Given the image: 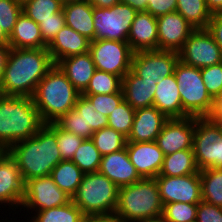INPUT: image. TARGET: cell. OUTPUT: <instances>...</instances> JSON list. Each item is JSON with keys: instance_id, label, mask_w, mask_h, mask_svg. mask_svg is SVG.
Instances as JSON below:
<instances>
[{"instance_id": "40", "label": "cell", "mask_w": 222, "mask_h": 222, "mask_svg": "<svg viewBox=\"0 0 222 222\" xmlns=\"http://www.w3.org/2000/svg\"><path fill=\"white\" fill-rule=\"evenodd\" d=\"M47 125L56 133L57 146L62 160H72L84 138L62 129L56 122L47 123Z\"/></svg>"}, {"instance_id": "20", "label": "cell", "mask_w": 222, "mask_h": 222, "mask_svg": "<svg viewBox=\"0 0 222 222\" xmlns=\"http://www.w3.org/2000/svg\"><path fill=\"white\" fill-rule=\"evenodd\" d=\"M127 42L134 53L158 50L157 17L146 11L137 12Z\"/></svg>"}, {"instance_id": "35", "label": "cell", "mask_w": 222, "mask_h": 222, "mask_svg": "<svg viewBox=\"0 0 222 222\" xmlns=\"http://www.w3.org/2000/svg\"><path fill=\"white\" fill-rule=\"evenodd\" d=\"M101 159V153L90 138L83 140L71 161L74 162L84 174H87L99 170Z\"/></svg>"}, {"instance_id": "8", "label": "cell", "mask_w": 222, "mask_h": 222, "mask_svg": "<svg viewBox=\"0 0 222 222\" xmlns=\"http://www.w3.org/2000/svg\"><path fill=\"white\" fill-rule=\"evenodd\" d=\"M197 167L222 168V129L210 118H195L192 146Z\"/></svg>"}, {"instance_id": "17", "label": "cell", "mask_w": 222, "mask_h": 222, "mask_svg": "<svg viewBox=\"0 0 222 222\" xmlns=\"http://www.w3.org/2000/svg\"><path fill=\"white\" fill-rule=\"evenodd\" d=\"M158 50L179 52L195 30L177 11L157 17Z\"/></svg>"}, {"instance_id": "23", "label": "cell", "mask_w": 222, "mask_h": 222, "mask_svg": "<svg viewBox=\"0 0 222 222\" xmlns=\"http://www.w3.org/2000/svg\"><path fill=\"white\" fill-rule=\"evenodd\" d=\"M157 82L142 80L132 70L122 78L124 100L133 108H148L153 106Z\"/></svg>"}, {"instance_id": "14", "label": "cell", "mask_w": 222, "mask_h": 222, "mask_svg": "<svg viewBox=\"0 0 222 222\" xmlns=\"http://www.w3.org/2000/svg\"><path fill=\"white\" fill-rule=\"evenodd\" d=\"M162 204L184 202L198 204L202 201L201 179L199 173L185 176L155 177Z\"/></svg>"}, {"instance_id": "58", "label": "cell", "mask_w": 222, "mask_h": 222, "mask_svg": "<svg viewBox=\"0 0 222 222\" xmlns=\"http://www.w3.org/2000/svg\"><path fill=\"white\" fill-rule=\"evenodd\" d=\"M1 221H2V222H3V221H4V222H10V220H8L7 218H6L5 220H4V219H3V220H0V222H1ZM11 222H12V219H11ZM13 222H14V221H13ZM15 222H16V221H15Z\"/></svg>"}, {"instance_id": "12", "label": "cell", "mask_w": 222, "mask_h": 222, "mask_svg": "<svg viewBox=\"0 0 222 222\" xmlns=\"http://www.w3.org/2000/svg\"><path fill=\"white\" fill-rule=\"evenodd\" d=\"M70 201L71 197L50 176L32 178L25 183V195L20 210L26 208V211L31 210L32 213L64 206Z\"/></svg>"}, {"instance_id": "46", "label": "cell", "mask_w": 222, "mask_h": 222, "mask_svg": "<svg viewBox=\"0 0 222 222\" xmlns=\"http://www.w3.org/2000/svg\"><path fill=\"white\" fill-rule=\"evenodd\" d=\"M196 222H222V208L202 200L197 204Z\"/></svg>"}, {"instance_id": "24", "label": "cell", "mask_w": 222, "mask_h": 222, "mask_svg": "<svg viewBox=\"0 0 222 222\" xmlns=\"http://www.w3.org/2000/svg\"><path fill=\"white\" fill-rule=\"evenodd\" d=\"M81 94L88 86L95 70L90 52L64 58L56 63Z\"/></svg>"}, {"instance_id": "53", "label": "cell", "mask_w": 222, "mask_h": 222, "mask_svg": "<svg viewBox=\"0 0 222 222\" xmlns=\"http://www.w3.org/2000/svg\"><path fill=\"white\" fill-rule=\"evenodd\" d=\"M88 1L93 7L98 8H110L117 3H120V0H86Z\"/></svg>"}, {"instance_id": "45", "label": "cell", "mask_w": 222, "mask_h": 222, "mask_svg": "<svg viewBox=\"0 0 222 222\" xmlns=\"http://www.w3.org/2000/svg\"><path fill=\"white\" fill-rule=\"evenodd\" d=\"M56 123L64 130L74 133L85 139L83 117L73 108L63 114Z\"/></svg>"}, {"instance_id": "5", "label": "cell", "mask_w": 222, "mask_h": 222, "mask_svg": "<svg viewBox=\"0 0 222 222\" xmlns=\"http://www.w3.org/2000/svg\"><path fill=\"white\" fill-rule=\"evenodd\" d=\"M163 204L155 178H143L118 191L115 216L125 222H151L161 219Z\"/></svg>"}, {"instance_id": "47", "label": "cell", "mask_w": 222, "mask_h": 222, "mask_svg": "<svg viewBox=\"0 0 222 222\" xmlns=\"http://www.w3.org/2000/svg\"><path fill=\"white\" fill-rule=\"evenodd\" d=\"M176 8L177 0H148L146 12L151 13L154 17H159L175 12Z\"/></svg>"}, {"instance_id": "52", "label": "cell", "mask_w": 222, "mask_h": 222, "mask_svg": "<svg viewBox=\"0 0 222 222\" xmlns=\"http://www.w3.org/2000/svg\"><path fill=\"white\" fill-rule=\"evenodd\" d=\"M147 1L148 0H120L121 3L130 5L137 12L146 11Z\"/></svg>"}, {"instance_id": "51", "label": "cell", "mask_w": 222, "mask_h": 222, "mask_svg": "<svg viewBox=\"0 0 222 222\" xmlns=\"http://www.w3.org/2000/svg\"><path fill=\"white\" fill-rule=\"evenodd\" d=\"M210 118L222 129V100H217Z\"/></svg>"}, {"instance_id": "25", "label": "cell", "mask_w": 222, "mask_h": 222, "mask_svg": "<svg viewBox=\"0 0 222 222\" xmlns=\"http://www.w3.org/2000/svg\"><path fill=\"white\" fill-rule=\"evenodd\" d=\"M153 106L168 119L182 118V102L174 74L157 82Z\"/></svg>"}, {"instance_id": "6", "label": "cell", "mask_w": 222, "mask_h": 222, "mask_svg": "<svg viewBox=\"0 0 222 222\" xmlns=\"http://www.w3.org/2000/svg\"><path fill=\"white\" fill-rule=\"evenodd\" d=\"M119 187L99 171L83 175L71 201L83 215L114 214Z\"/></svg>"}, {"instance_id": "49", "label": "cell", "mask_w": 222, "mask_h": 222, "mask_svg": "<svg viewBox=\"0 0 222 222\" xmlns=\"http://www.w3.org/2000/svg\"><path fill=\"white\" fill-rule=\"evenodd\" d=\"M81 222H125L121 218L115 216V214L105 215H85L81 219Z\"/></svg>"}, {"instance_id": "3", "label": "cell", "mask_w": 222, "mask_h": 222, "mask_svg": "<svg viewBox=\"0 0 222 222\" xmlns=\"http://www.w3.org/2000/svg\"><path fill=\"white\" fill-rule=\"evenodd\" d=\"M32 97L0 94V148L7 151L44 125Z\"/></svg>"}, {"instance_id": "57", "label": "cell", "mask_w": 222, "mask_h": 222, "mask_svg": "<svg viewBox=\"0 0 222 222\" xmlns=\"http://www.w3.org/2000/svg\"><path fill=\"white\" fill-rule=\"evenodd\" d=\"M63 4L69 3V2H74V1H79V0H60Z\"/></svg>"}, {"instance_id": "32", "label": "cell", "mask_w": 222, "mask_h": 222, "mask_svg": "<svg viewBox=\"0 0 222 222\" xmlns=\"http://www.w3.org/2000/svg\"><path fill=\"white\" fill-rule=\"evenodd\" d=\"M74 109L83 117L85 139L92 138L94 132L108 127V117L97 112L93 104L84 95L78 97Z\"/></svg>"}, {"instance_id": "18", "label": "cell", "mask_w": 222, "mask_h": 222, "mask_svg": "<svg viewBox=\"0 0 222 222\" xmlns=\"http://www.w3.org/2000/svg\"><path fill=\"white\" fill-rule=\"evenodd\" d=\"M126 149L130 162L142 179L155 178L160 174L165 155L156 141L127 142Z\"/></svg>"}, {"instance_id": "36", "label": "cell", "mask_w": 222, "mask_h": 222, "mask_svg": "<svg viewBox=\"0 0 222 222\" xmlns=\"http://www.w3.org/2000/svg\"><path fill=\"white\" fill-rule=\"evenodd\" d=\"M91 139L102 156L124 149L127 143L124 135L110 127L94 132Z\"/></svg>"}, {"instance_id": "44", "label": "cell", "mask_w": 222, "mask_h": 222, "mask_svg": "<svg viewBox=\"0 0 222 222\" xmlns=\"http://www.w3.org/2000/svg\"><path fill=\"white\" fill-rule=\"evenodd\" d=\"M66 25L65 14L62 11L52 14L51 18L42 20L39 23L43 41L49 45L57 33Z\"/></svg>"}, {"instance_id": "28", "label": "cell", "mask_w": 222, "mask_h": 222, "mask_svg": "<svg viewBox=\"0 0 222 222\" xmlns=\"http://www.w3.org/2000/svg\"><path fill=\"white\" fill-rule=\"evenodd\" d=\"M199 171L193 149H184L165 155L159 175L185 176Z\"/></svg>"}, {"instance_id": "10", "label": "cell", "mask_w": 222, "mask_h": 222, "mask_svg": "<svg viewBox=\"0 0 222 222\" xmlns=\"http://www.w3.org/2000/svg\"><path fill=\"white\" fill-rule=\"evenodd\" d=\"M89 52L96 69L123 78L132 65L133 51L128 42L116 40H93Z\"/></svg>"}, {"instance_id": "9", "label": "cell", "mask_w": 222, "mask_h": 222, "mask_svg": "<svg viewBox=\"0 0 222 222\" xmlns=\"http://www.w3.org/2000/svg\"><path fill=\"white\" fill-rule=\"evenodd\" d=\"M136 13L130 5L121 2L110 8L93 7L95 40L127 42Z\"/></svg>"}, {"instance_id": "4", "label": "cell", "mask_w": 222, "mask_h": 222, "mask_svg": "<svg viewBox=\"0 0 222 222\" xmlns=\"http://www.w3.org/2000/svg\"><path fill=\"white\" fill-rule=\"evenodd\" d=\"M81 94L55 64L38 83L32 96L42 121L56 122L73 109Z\"/></svg>"}, {"instance_id": "43", "label": "cell", "mask_w": 222, "mask_h": 222, "mask_svg": "<svg viewBox=\"0 0 222 222\" xmlns=\"http://www.w3.org/2000/svg\"><path fill=\"white\" fill-rule=\"evenodd\" d=\"M22 13V5L15 0H0V27L10 36L18 16Z\"/></svg>"}, {"instance_id": "29", "label": "cell", "mask_w": 222, "mask_h": 222, "mask_svg": "<svg viewBox=\"0 0 222 222\" xmlns=\"http://www.w3.org/2000/svg\"><path fill=\"white\" fill-rule=\"evenodd\" d=\"M84 173L71 160L60 161L50 173L55 184L71 198L76 193Z\"/></svg>"}, {"instance_id": "33", "label": "cell", "mask_w": 222, "mask_h": 222, "mask_svg": "<svg viewBox=\"0 0 222 222\" xmlns=\"http://www.w3.org/2000/svg\"><path fill=\"white\" fill-rule=\"evenodd\" d=\"M29 222H81L83 213L70 201L64 206L53 207L32 213Z\"/></svg>"}, {"instance_id": "1", "label": "cell", "mask_w": 222, "mask_h": 222, "mask_svg": "<svg viewBox=\"0 0 222 222\" xmlns=\"http://www.w3.org/2000/svg\"><path fill=\"white\" fill-rule=\"evenodd\" d=\"M54 65L47 48H11L0 82V94L32 97L38 83Z\"/></svg>"}, {"instance_id": "30", "label": "cell", "mask_w": 222, "mask_h": 222, "mask_svg": "<svg viewBox=\"0 0 222 222\" xmlns=\"http://www.w3.org/2000/svg\"><path fill=\"white\" fill-rule=\"evenodd\" d=\"M176 11L194 29H207L212 13L207 9L205 0H177Z\"/></svg>"}, {"instance_id": "50", "label": "cell", "mask_w": 222, "mask_h": 222, "mask_svg": "<svg viewBox=\"0 0 222 222\" xmlns=\"http://www.w3.org/2000/svg\"><path fill=\"white\" fill-rule=\"evenodd\" d=\"M11 47L8 44H0V82L2 80L6 61Z\"/></svg>"}, {"instance_id": "54", "label": "cell", "mask_w": 222, "mask_h": 222, "mask_svg": "<svg viewBox=\"0 0 222 222\" xmlns=\"http://www.w3.org/2000/svg\"><path fill=\"white\" fill-rule=\"evenodd\" d=\"M205 3L212 14L222 12V0H205Z\"/></svg>"}, {"instance_id": "16", "label": "cell", "mask_w": 222, "mask_h": 222, "mask_svg": "<svg viewBox=\"0 0 222 222\" xmlns=\"http://www.w3.org/2000/svg\"><path fill=\"white\" fill-rule=\"evenodd\" d=\"M195 117L168 119L157 136L156 143L164 155L192 149Z\"/></svg>"}, {"instance_id": "27", "label": "cell", "mask_w": 222, "mask_h": 222, "mask_svg": "<svg viewBox=\"0 0 222 222\" xmlns=\"http://www.w3.org/2000/svg\"><path fill=\"white\" fill-rule=\"evenodd\" d=\"M66 26L76 32L95 40L93 6L86 0H79L63 4Z\"/></svg>"}, {"instance_id": "26", "label": "cell", "mask_w": 222, "mask_h": 222, "mask_svg": "<svg viewBox=\"0 0 222 222\" xmlns=\"http://www.w3.org/2000/svg\"><path fill=\"white\" fill-rule=\"evenodd\" d=\"M8 45L15 49L47 48L43 41L39 24L22 12L9 36Z\"/></svg>"}, {"instance_id": "19", "label": "cell", "mask_w": 222, "mask_h": 222, "mask_svg": "<svg viewBox=\"0 0 222 222\" xmlns=\"http://www.w3.org/2000/svg\"><path fill=\"white\" fill-rule=\"evenodd\" d=\"M98 171L108 177L119 188L142 179L135 166L130 162L126 147L120 151L102 156Z\"/></svg>"}, {"instance_id": "13", "label": "cell", "mask_w": 222, "mask_h": 222, "mask_svg": "<svg viewBox=\"0 0 222 222\" xmlns=\"http://www.w3.org/2000/svg\"><path fill=\"white\" fill-rule=\"evenodd\" d=\"M179 53L166 50L138 51L133 53L131 70L142 80L158 82L174 74Z\"/></svg>"}, {"instance_id": "48", "label": "cell", "mask_w": 222, "mask_h": 222, "mask_svg": "<svg viewBox=\"0 0 222 222\" xmlns=\"http://www.w3.org/2000/svg\"><path fill=\"white\" fill-rule=\"evenodd\" d=\"M207 30L213 35L222 51V12L212 14Z\"/></svg>"}, {"instance_id": "31", "label": "cell", "mask_w": 222, "mask_h": 222, "mask_svg": "<svg viewBox=\"0 0 222 222\" xmlns=\"http://www.w3.org/2000/svg\"><path fill=\"white\" fill-rule=\"evenodd\" d=\"M199 174L202 200L222 208V168H206Z\"/></svg>"}, {"instance_id": "38", "label": "cell", "mask_w": 222, "mask_h": 222, "mask_svg": "<svg viewBox=\"0 0 222 222\" xmlns=\"http://www.w3.org/2000/svg\"><path fill=\"white\" fill-rule=\"evenodd\" d=\"M197 204L173 202L163 205L162 222H196Z\"/></svg>"}, {"instance_id": "7", "label": "cell", "mask_w": 222, "mask_h": 222, "mask_svg": "<svg viewBox=\"0 0 222 222\" xmlns=\"http://www.w3.org/2000/svg\"><path fill=\"white\" fill-rule=\"evenodd\" d=\"M174 76L181 96L182 118L210 117L216 101L207 92L200 69L179 60Z\"/></svg>"}, {"instance_id": "39", "label": "cell", "mask_w": 222, "mask_h": 222, "mask_svg": "<svg viewBox=\"0 0 222 222\" xmlns=\"http://www.w3.org/2000/svg\"><path fill=\"white\" fill-rule=\"evenodd\" d=\"M135 117L133 109L125 100L108 116V127L128 138Z\"/></svg>"}, {"instance_id": "2", "label": "cell", "mask_w": 222, "mask_h": 222, "mask_svg": "<svg viewBox=\"0 0 222 222\" xmlns=\"http://www.w3.org/2000/svg\"><path fill=\"white\" fill-rule=\"evenodd\" d=\"M7 152L18 164L24 183L32 178L50 176L52 169L62 161L56 133L47 124L33 137L12 145Z\"/></svg>"}, {"instance_id": "42", "label": "cell", "mask_w": 222, "mask_h": 222, "mask_svg": "<svg viewBox=\"0 0 222 222\" xmlns=\"http://www.w3.org/2000/svg\"><path fill=\"white\" fill-rule=\"evenodd\" d=\"M95 107V110L108 117L124 100L123 92L112 94L84 95Z\"/></svg>"}, {"instance_id": "37", "label": "cell", "mask_w": 222, "mask_h": 222, "mask_svg": "<svg viewBox=\"0 0 222 222\" xmlns=\"http://www.w3.org/2000/svg\"><path fill=\"white\" fill-rule=\"evenodd\" d=\"M62 10L63 3L60 0H30L22 6V12L37 24Z\"/></svg>"}, {"instance_id": "11", "label": "cell", "mask_w": 222, "mask_h": 222, "mask_svg": "<svg viewBox=\"0 0 222 222\" xmlns=\"http://www.w3.org/2000/svg\"><path fill=\"white\" fill-rule=\"evenodd\" d=\"M179 60L199 69L222 62V51L207 29H195L178 52Z\"/></svg>"}, {"instance_id": "56", "label": "cell", "mask_w": 222, "mask_h": 222, "mask_svg": "<svg viewBox=\"0 0 222 222\" xmlns=\"http://www.w3.org/2000/svg\"><path fill=\"white\" fill-rule=\"evenodd\" d=\"M18 4L20 5H24L26 2L30 1V0H15Z\"/></svg>"}, {"instance_id": "22", "label": "cell", "mask_w": 222, "mask_h": 222, "mask_svg": "<svg viewBox=\"0 0 222 222\" xmlns=\"http://www.w3.org/2000/svg\"><path fill=\"white\" fill-rule=\"evenodd\" d=\"M90 43L91 40L87 37L65 25L47 46V49L52 61L56 64L64 58L88 52Z\"/></svg>"}, {"instance_id": "55", "label": "cell", "mask_w": 222, "mask_h": 222, "mask_svg": "<svg viewBox=\"0 0 222 222\" xmlns=\"http://www.w3.org/2000/svg\"><path fill=\"white\" fill-rule=\"evenodd\" d=\"M9 36L0 27V44H8Z\"/></svg>"}, {"instance_id": "21", "label": "cell", "mask_w": 222, "mask_h": 222, "mask_svg": "<svg viewBox=\"0 0 222 222\" xmlns=\"http://www.w3.org/2000/svg\"><path fill=\"white\" fill-rule=\"evenodd\" d=\"M167 120L168 118L154 106L136 109L127 142L156 141Z\"/></svg>"}, {"instance_id": "41", "label": "cell", "mask_w": 222, "mask_h": 222, "mask_svg": "<svg viewBox=\"0 0 222 222\" xmlns=\"http://www.w3.org/2000/svg\"><path fill=\"white\" fill-rule=\"evenodd\" d=\"M207 92L215 100L222 96V62L200 69Z\"/></svg>"}, {"instance_id": "34", "label": "cell", "mask_w": 222, "mask_h": 222, "mask_svg": "<svg viewBox=\"0 0 222 222\" xmlns=\"http://www.w3.org/2000/svg\"><path fill=\"white\" fill-rule=\"evenodd\" d=\"M122 91V78L96 69L81 95L112 94Z\"/></svg>"}, {"instance_id": "15", "label": "cell", "mask_w": 222, "mask_h": 222, "mask_svg": "<svg viewBox=\"0 0 222 222\" xmlns=\"http://www.w3.org/2000/svg\"><path fill=\"white\" fill-rule=\"evenodd\" d=\"M24 195L25 183L19 166L7 151H3L0 154V205H8L11 211H16V207L20 210Z\"/></svg>"}]
</instances>
